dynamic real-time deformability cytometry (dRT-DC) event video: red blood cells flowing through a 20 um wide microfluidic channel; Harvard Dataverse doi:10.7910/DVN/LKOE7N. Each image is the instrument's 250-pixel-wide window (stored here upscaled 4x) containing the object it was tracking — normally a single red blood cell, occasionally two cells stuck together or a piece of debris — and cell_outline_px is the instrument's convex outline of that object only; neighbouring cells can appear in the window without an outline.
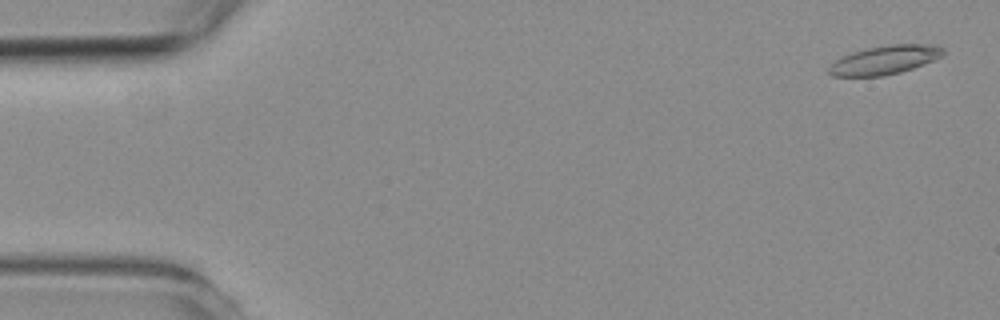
{"species": "common noctule bat (a hibernating species)", "species_latin": "Nyctalus noctula", "temperature_condition": "room temperature", "stored_images_in_passage": 5, "camera_frame_rate_fps": 3000, "um_per_image_px": 0.085, "animal": {"sex": "female", "body_mass_g": 19.3, "forearm_length_mm": 54.1}, "frame": {"image": 1, "passage_image": 1, "time_ms": 0.0, "image_size_px": [1000, 320], "cell_outline_px": [[944, 52], [940, 56], [932, 60], [912, 68], [900, 72], [884, 76], [832, 76], [828, 72], [828, 68], [840, 56], [864, 48], [888, 44], [932, 44], [944, 48]], "centroid_in_image_um": [75.16, 5.08], "position_along_channel_um": 9.8, "area_um2": 19.13}}
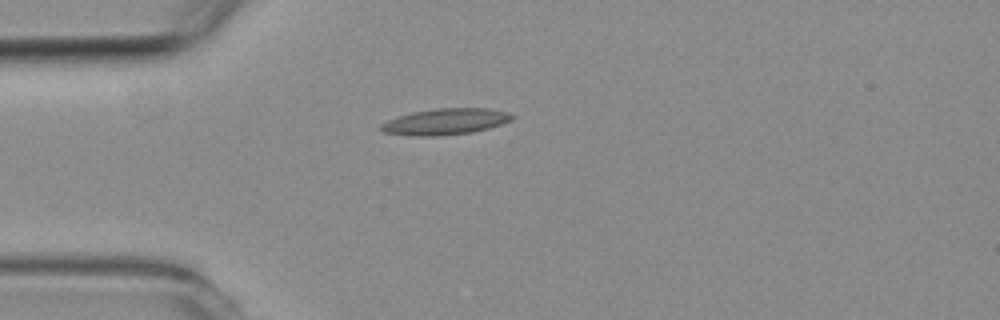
{"frame": {"image": 2, "passage_image": 5, "time_ms": 4.333, "image_size_px": [1000, 320], "cell_outline_px": [[516, 116], [512, 120], [488, 128], [472, 132], [436, 136], [412, 136], [380, 132], [380, 124], [396, 116], [412, 112], [436, 108], [488, 108], [508, 112]], "centroid_in_image_um": [37.83, 10.33], "position_along_channel_um": 47.2, "area_um2": 20.17}}